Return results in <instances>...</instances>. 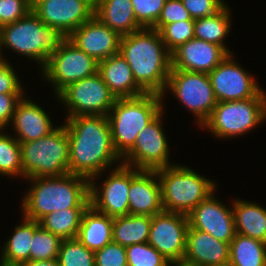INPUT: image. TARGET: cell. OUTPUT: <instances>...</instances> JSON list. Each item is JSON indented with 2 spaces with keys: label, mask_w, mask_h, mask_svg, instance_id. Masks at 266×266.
<instances>
[{
  "label": "cell",
  "mask_w": 266,
  "mask_h": 266,
  "mask_svg": "<svg viewBox=\"0 0 266 266\" xmlns=\"http://www.w3.org/2000/svg\"><path fill=\"white\" fill-rule=\"evenodd\" d=\"M128 204L130 215L154 216L164 211L156 170H139L130 166Z\"/></svg>",
  "instance_id": "d6986e66"
},
{
  "label": "cell",
  "mask_w": 266,
  "mask_h": 266,
  "mask_svg": "<svg viewBox=\"0 0 266 266\" xmlns=\"http://www.w3.org/2000/svg\"><path fill=\"white\" fill-rule=\"evenodd\" d=\"M12 65L4 58H0V93H24Z\"/></svg>",
  "instance_id": "b9f144b4"
},
{
  "label": "cell",
  "mask_w": 266,
  "mask_h": 266,
  "mask_svg": "<svg viewBox=\"0 0 266 266\" xmlns=\"http://www.w3.org/2000/svg\"><path fill=\"white\" fill-rule=\"evenodd\" d=\"M119 53L130 66L136 83L146 93H164L171 71V53L159 31L142 28L121 36Z\"/></svg>",
  "instance_id": "7a4b0ae2"
},
{
  "label": "cell",
  "mask_w": 266,
  "mask_h": 266,
  "mask_svg": "<svg viewBox=\"0 0 266 266\" xmlns=\"http://www.w3.org/2000/svg\"><path fill=\"white\" fill-rule=\"evenodd\" d=\"M213 266H230L229 264H224V265H213Z\"/></svg>",
  "instance_id": "c3c4849f"
},
{
  "label": "cell",
  "mask_w": 266,
  "mask_h": 266,
  "mask_svg": "<svg viewBox=\"0 0 266 266\" xmlns=\"http://www.w3.org/2000/svg\"><path fill=\"white\" fill-rule=\"evenodd\" d=\"M94 253L95 266H128L125 247L113 241Z\"/></svg>",
  "instance_id": "f35d334b"
},
{
  "label": "cell",
  "mask_w": 266,
  "mask_h": 266,
  "mask_svg": "<svg viewBox=\"0 0 266 266\" xmlns=\"http://www.w3.org/2000/svg\"><path fill=\"white\" fill-rule=\"evenodd\" d=\"M94 16L120 36L143 28L136 21L131 0H95Z\"/></svg>",
  "instance_id": "cb8c5ba5"
},
{
  "label": "cell",
  "mask_w": 266,
  "mask_h": 266,
  "mask_svg": "<svg viewBox=\"0 0 266 266\" xmlns=\"http://www.w3.org/2000/svg\"><path fill=\"white\" fill-rule=\"evenodd\" d=\"M230 244L220 241L207 232L189 227L183 262L193 266L229 264Z\"/></svg>",
  "instance_id": "44dd1931"
},
{
  "label": "cell",
  "mask_w": 266,
  "mask_h": 266,
  "mask_svg": "<svg viewBox=\"0 0 266 266\" xmlns=\"http://www.w3.org/2000/svg\"><path fill=\"white\" fill-rule=\"evenodd\" d=\"M227 55L221 46L193 38L171 53V69L209 74Z\"/></svg>",
  "instance_id": "ffe728a7"
},
{
  "label": "cell",
  "mask_w": 266,
  "mask_h": 266,
  "mask_svg": "<svg viewBox=\"0 0 266 266\" xmlns=\"http://www.w3.org/2000/svg\"><path fill=\"white\" fill-rule=\"evenodd\" d=\"M152 216L125 215L113 218L112 241L123 247L147 243Z\"/></svg>",
  "instance_id": "4316f807"
},
{
  "label": "cell",
  "mask_w": 266,
  "mask_h": 266,
  "mask_svg": "<svg viewBox=\"0 0 266 266\" xmlns=\"http://www.w3.org/2000/svg\"><path fill=\"white\" fill-rule=\"evenodd\" d=\"M3 131L0 129V175L23 178L20 142Z\"/></svg>",
  "instance_id": "d6a6232c"
},
{
  "label": "cell",
  "mask_w": 266,
  "mask_h": 266,
  "mask_svg": "<svg viewBox=\"0 0 266 266\" xmlns=\"http://www.w3.org/2000/svg\"><path fill=\"white\" fill-rule=\"evenodd\" d=\"M24 97L17 103L11 123L19 142L42 138L52 132V120L42 107Z\"/></svg>",
  "instance_id": "7402d4cb"
},
{
  "label": "cell",
  "mask_w": 266,
  "mask_h": 266,
  "mask_svg": "<svg viewBox=\"0 0 266 266\" xmlns=\"http://www.w3.org/2000/svg\"><path fill=\"white\" fill-rule=\"evenodd\" d=\"M128 266H168L169 261L148 242L125 247Z\"/></svg>",
  "instance_id": "e575fe53"
},
{
  "label": "cell",
  "mask_w": 266,
  "mask_h": 266,
  "mask_svg": "<svg viewBox=\"0 0 266 266\" xmlns=\"http://www.w3.org/2000/svg\"><path fill=\"white\" fill-rule=\"evenodd\" d=\"M62 239L44 229L33 220V238L29 251V260H53L58 258Z\"/></svg>",
  "instance_id": "1f68e13d"
},
{
  "label": "cell",
  "mask_w": 266,
  "mask_h": 266,
  "mask_svg": "<svg viewBox=\"0 0 266 266\" xmlns=\"http://www.w3.org/2000/svg\"><path fill=\"white\" fill-rule=\"evenodd\" d=\"M187 217L189 227L207 232L220 241L230 244L236 235L232 208L221 203L214 193L200 202Z\"/></svg>",
  "instance_id": "e0dca14e"
},
{
  "label": "cell",
  "mask_w": 266,
  "mask_h": 266,
  "mask_svg": "<svg viewBox=\"0 0 266 266\" xmlns=\"http://www.w3.org/2000/svg\"><path fill=\"white\" fill-rule=\"evenodd\" d=\"M56 96L60 103L67 106L66 118L88 115L107 116L116 100L98 72L69 84Z\"/></svg>",
  "instance_id": "30bf717a"
},
{
  "label": "cell",
  "mask_w": 266,
  "mask_h": 266,
  "mask_svg": "<svg viewBox=\"0 0 266 266\" xmlns=\"http://www.w3.org/2000/svg\"><path fill=\"white\" fill-rule=\"evenodd\" d=\"M182 20L185 21L195 19H192L190 13L184 7L182 0H168L165 1L160 17L152 29L160 31L166 24H171Z\"/></svg>",
  "instance_id": "74e56055"
},
{
  "label": "cell",
  "mask_w": 266,
  "mask_h": 266,
  "mask_svg": "<svg viewBox=\"0 0 266 266\" xmlns=\"http://www.w3.org/2000/svg\"><path fill=\"white\" fill-rule=\"evenodd\" d=\"M112 229L113 218L89 205L83 213L76 238L95 252L112 242Z\"/></svg>",
  "instance_id": "d4e9b609"
},
{
  "label": "cell",
  "mask_w": 266,
  "mask_h": 266,
  "mask_svg": "<svg viewBox=\"0 0 266 266\" xmlns=\"http://www.w3.org/2000/svg\"><path fill=\"white\" fill-rule=\"evenodd\" d=\"M67 38L59 29L43 23L31 10L22 19L0 28V58H3L2 49L9 48L38 62L42 69Z\"/></svg>",
  "instance_id": "277c9868"
},
{
  "label": "cell",
  "mask_w": 266,
  "mask_h": 266,
  "mask_svg": "<svg viewBox=\"0 0 266 266\" xmlns=\"http://www.w3.org/2000/svg\"><path fill=\"white\" fill-rule=\"evenodd\" d=\"M87 208H68L56 210L45 215L39 224L49 232L61 239L76 238L81 224L82 216Z\"/></svg>",
  "instance_id": "4dcf8cb0"
},
{
  "label": "cell",
  "mask_w": 266,
  "mask_h": 266,
  "mask_svg": "<svg viewBox=\"0 0 266 266\" xmlns=\"http://www.w3.org/2000/svg\"><path fill=\"white\" fill-rule=\"evenodd\" d=\"M188 228L186 214L163 211L152 216L148 243L170 263L183 261Z\"/></svg>",
  "instance_id": "5bb4252c"
},
{
  "label": "cell",
  "mask_w": 266,
  "mask_h": 266,
  "mask_svg": "<svg viewBox=\"0 0 266 266\" xmlns=\"http://www.w3.org/2000/svg\"><path fill=\"white\" fill-rule=\"evenodd\" d=\"M232 204L236 233L266 243V209L238 198Z\"/></svg>",
  "instance_id": "484cf974"
},
{
  "label": "cell",
  "mask_w": 266,
  "mask_h": 266,
  "mask_svg": "<svg viewBox=\"0 0 266 266\" xmlns=\"http://www.w3.org/2000/svg\"><path fill=\"white\" fill-rule=\"evenodd\" d=\"M195 20L166 24L159 32L167 50L172 53L182 44L194 38Z\"/></svg>",
  "instance_id": "d590c367"
},
{
  "label": "cell",
  "mask_w": 266,
  "mask_h": 266,
  "mask_svg": "<svg viewBox=\"0 0 266 266\" xmlns=\"http://www.w3.org/2000/svg\"><path fill=\"white\" fill-rule=\"evenodd\" d=\"M167 90L195 115L200 127L209 119L217 104L207 73L171 69L165 91L161 95L163 98Z\"/></svg>",
  "instance_id": "9c48e42d"
},
{
  "label": "cell",
  "mask_w": 266,
  "mask_h": 266,
  "mask_svg": "<svg viewBox=\"0 0 266 266\" xmlns=\"http://www.w3.org/2000/svg\"><path fill=\"white\" fill-rule=\"evenodd\" d=\"M30 11L27 0H0V28L22 19Z\"/></svg>",
  "instance_id": "ab89813d"
},
{
  "label": "cell",
  "mask_w": 266,
  "mask_h": 266,
  "mask_svg": "<svg viewBox=\"0 0 266 266\" xmlns=\"http://www.w3.org/2000/svg\"><path fill=\"white\" fill-rule=\"evenodd\" d=\"M182 2L192 19L212 16L227 5L224 0H182Z\"/></svg>",
  "instance_id": "60d3db41"
},
{
  "label": "cell",
  "mask_w": 266,
  "mask_h": 266,
  "mask_svg": "<svg viewBox=\"0 0 266 266\" xmlns=\"http://www.w3.org/2000/svg\"><path fill=\"white\" fill-rule=\"evenodd\" d=\"M48 26L69 37L94 16V0H45L32 10Z\"/></svg>",
  "instance_id": "2e32d148"
},
{
  "label": "cell",
  "mask_w": 266,
  "mask_h": 266,
  "mask_svg": "<svg viewBox=\"0 0 266 266\" xmlns=\"http://www.w3.org/2000/svg\"><path fill=\"white\" fill-rule=\"evenodd\" d=\"M20 266H60L58 259L53 260H29L28 262H25L21 264Z\"/></svg>",
  "instance_id": "ee69618b"
},
{
  "label": "cell",
  "mask_w": 266,
  "mask_h": 266,
  "mask_svg": "<svg viewBox=\"0 0 266 266\" xmlns=\"http://www.w3.org/2000/svg\"><path fill=\"white\" fill-rule=\"evenodd\" d=\"M22 217L23 222L15 226L14 233L2 246L0 263L20 266L29 261V251L33 238V220Z\"/></svg>",
  "instance_id": "83f0119b"
},
{
  "label": "cell",
  "mask_w": 266,
  "mask_h": 266,
  "mask_svg": "<svg viewBox=\"0 0 266 266\" xmlns=\"http://www.w3.org/2000/svg\"><path fill=\"white\" fill-rule=\"evenodd\" d=\"M68 39L100 62L119 53L121 36L93 16L77 28Z\"/></svg>",
  "instance_id": "ac0fdd59"
},
{
  "label": "cell",
  "mask_w": 266,
  "mask_h": 266,
  "mask_svg": "<svg viewBox=\"0 0 266 266\" xmlns=\"http://www.w3.org/2000/svg\"><path fill=\"white\" fill-rule=\"evenodd\" d=\"M43 1H45V0H27L28 5H29L31 10H33L38 4H40Z\"/></svg>",
  "instance_id": "f6af8a7d"
},
{
  "label": "cell",
  "mask_w": 266,
  "mask_h": 266,
  "mask_svg": "<svg viewBox=\"0 0 266 266\" xmlns=\"http://www.w3.org/2000/svg\"><path fill=\"white\" fill-rule=\"evenodd\" d=\"M228 54L208 75L217 102L266 97L254 76Z\"/></svg>",
  "instance_id": "4fadbf2b"
},
{
  "label": "cell",
  "mask_w": 266,
  "mask_h": 266,
  "mask_svg": "<svg viewBox=\"0 0 266 266\" xmlns=\"http://www.w3.org/2000/svg\"><path fill=\"white\" fill-rule=\"evenodd\" d=\"M163 113L164 110L139 132L134 146L122 157L121 163L139 170L173 165L169 162L170 148L162 125Z\"/></svg>",
  "instance_id": "7c38bea8"
},
{
  "label": "cell",
  "mask_w": 266,
  "mask_h": 266,
  "mask_svg": "<svg viewBox=\"0 0 266 266\" xmlns=\"http://www.w3.org/2000/svg\"><path fill=\"white\" fill-rule=\"evenodd\" d=\"M29 192L22 200V216L40 221L45 215L68 208L90 205L89 180L68 173L61 176L28 178ZM33 183V184H32Z\"/></svg>",
  "instance_id": "3957f363"
},
{
  "label": "cell",
  "mask_w": 266,
  "mask_h": 266,
  "mask_svg": "<svg viewBox=\"0 0 266 266\" xmlns=\"http://www.w3.org/2000/svg\"><path fill=\"white\" fill-rule=\"evenodd\" d=\"M64 125L69 139V173L95 180L122 160L114 149L107 116L69 117Z\"/></svg>",
  "instance_id": "6da1fadb"
},
{
  "label": "cell",
  "mask_w": 266,
  "mask_h": 266,
  "mask_svg": "<svg viewBox=\"0 0 266 266\" xmlns=\"http://www.w3.org/2000/svg\"><path fill=\"white\" fill-rule=\"evenodd\" d=\"M24 93H0V129L6 130L15 112L17 103L23 98Z\"/></svg>",
  "instance_id": "7bdbcfd3"
},
{
  "label": "cell",
  "mask_w": 266,
  "mask_h": 266,
  "mask_svg": "<svg viewBox=\"0 0 266 266\" xmlns=\"http://www.w3.org/2000/svg\"><path fill=\"white\" fill-rule=\"evenodd\" d=\"M89 186L90 205L95 210L112 218L129 214L130 166L120 162L104 180L101 188L94 180H89Z\"/></svg>",
  "instance_id": "9a60e30c"
},
{
  "label": "cell",
  "mask_w": 266,
  "mask_h": 266,
  "mask_svg": "<svg viewBox=\"0 0 266 266\" xmlns=\"http://www.w3.org/2000/svg\"><path fill=\"white\" fill-rule=\"evenodd\" d=\"M44 80L52 83L56 96L66 86L98 72V62L68 38L41 69Z\"/></svg>",
  "instance_id": "8fae6325"
},
{
  "label": "cell",
  "mask_w": 266,
  "mask_h": 266,
  "mask_svg": "<svg viewBox=\"0 0 266 266\" xmlns=\"http://www.w3.org/2000/svg\"><path fill=\"white\" fill-rule=\"evenodd\" d=\"M58 261L60 266H95V253L77 238L62 239Z\"/></svg>",
  "instance_id": "836d02e7"
},
{
  "label": "cell",
  "mask_w": 266,
  "mask_h": 266,
  "mask_svg": "<svg viewBox=\"0 0 266 266\" xmlns=\"http://www.w3.org/2000/svg\"><path fill=\"white\" fill-rule=\"evenodd\" d=\"M20 146L25 180L69 173V139L64 124L42 138L20 142Z\"/></svg>",
  "instance_id": "52a82bcc"
},
{
  "label": "cell",
  "mask_w": 266,
  "mask_h": 266,
  "mask_svg": "<svg viewBox=\"0 0 266 266\" xmlns=\"http://www.w3.org/2000/svg\"><path fill=\"white\" fill-rule=\"evenodd\" d=\"M0 266H19V265H6V264H3V263H0Z\"/></svg>",
  "instance_id": "7dc6e473"
},
{
  "label": "cell",
  "mask_w": 266,
  "mask_h": 266,
  "mask_svg": "<svg viewBox=\"0 0 266 266\" xmlns=\"http://www.w3.org/2000/svg\"><path fill=\"white\" fill-rule=\"evenodd\" d=\"M266 120V97L217 102L209 119L202 125L217 138L227 139L250 132Z\"/></svg>",
  "instance_id": "ba28073f"
},
{
  "label": "cell",
  "mask_w": 266,
  "mask_h": 266,
  "mask_svg": "<svg viewBox=\"0 0 266 266\" xmlns=\"http://www.w3.org/2000/svg\"><path fill=\"white\" fill-rule=\"evenodd\" d=\"M230 266H266V243L236 233L230 242Z\"/></svg>",
  "instance_id": "f546056e"
},
{
  "label": "cell",
  "mask_w": 266,
  "mask_h": 266,
  "mask_svg": "<svg viewBox=\"0 0 266 266\" xmlns=\"http://www.w3.org/2000/svg\"><path fill=\"white\" fill-rule=\"evenodd\" d=\"M98 73L116 99L132 98L146 93L136 83L130 66L120 53L98 62Z\"/></svg>",
  "instance_id": "603a6c76"
},
{
  "label": "cell",
  "mask_w": 266,
  "mask_h": 266,
  "mask_svg": "<svg viewBox=\"0 0 266 266\" xmlns=\"http://www.w3.org/2000/svg\"><path fill=\"white\" fill-rule=\"evenodd\" d=\"M229 9L228 5H226L212 16L195 19L194 38L217 44L228 54H231L232 51L224 44L232 22Z\"/></svg>",
  "instance_id": "f1b7e54d"
},
{
  "label": "cell",
  "mask_w": 266,
  "mask_h": 266,
  "mask_svg": "<svg viewBox=\"0 0 266 266\" xmlns=\"http://www.w3.org/2000/svg\"><path fill=\"white\" fill-rule=\"evenodd\" d=\"M166 0H131L136 21L143 28H152L160 17Z\"/></svg>",
  "instance_id": "8d00e7d4"
},
{
  "label": "cell",
  "mask_w": 266,
  "mask_h": 266,
  "mask_svg": "<svg viewBox=\"0 0 266 266\" xmlns=\"http://www.w3.org/2000/svg\"><path fill=\"white\" fill-rule=\"evenodd\" d=\"M193 266L191 264H188V263H185L183 261H180V262H172V263H169L168 266Z\"/></svg>",
  "instance_id": "bcb514c9"
},
{
  "label": "cell",
  "mask_w": 266,
  "mask_h": 266,
  "mask_svg": "<svg viewBox=\"0 0 266 266\" xmlns=\"http://www.w3.org/2000/svg\"><path fill=\"white\" fill-rule=\"evenodd\" d=\"M161 184L162 206L166 212L188 215L200 202L216 193L213 180L181 164L156 170Z\"/></svg>",
  "instance_id": "8992f818"
},
{
  "label": "cell",
  "mask_w": 266,
  "mask_h": 266,
  "mask_svg": "<svg viewBox=\"0 0 266 266\" xmlns=\"http://www.w3.org/2000/svg\"><path fill=\"white\" fill-rule=\"evenodd\" d=\"M163 100L156 93L115 100L107 117L114 149L121 158L134 146L139 132L164 110Z\"/></svg>",
  "instance_id": "5b68a950"
}]
</instances>
